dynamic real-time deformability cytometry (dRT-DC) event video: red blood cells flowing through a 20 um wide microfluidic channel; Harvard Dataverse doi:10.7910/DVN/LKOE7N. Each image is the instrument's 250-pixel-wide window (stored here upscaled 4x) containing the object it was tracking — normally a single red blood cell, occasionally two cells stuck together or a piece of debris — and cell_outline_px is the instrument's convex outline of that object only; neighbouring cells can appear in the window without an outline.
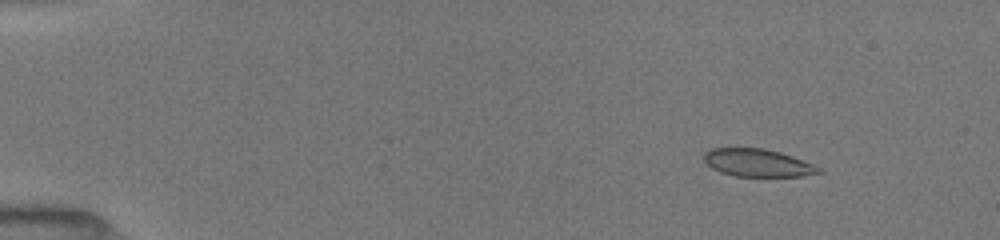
{"species": "common noctule bat (a hibernating species)", "species_latin": "Nyctalus noctula", "temperature_condition": "room temperature", "stored_images_in_passage": 10, "camera_frame_rate_fps": 3000, "um_per_image_px": 0.085, "animal": {"sex": "female", "body_mass_g": 19.5, "forearm_length_mm": 54.1}, "frame": {"image": 1, "passage_image": 3, "time_ms": 1.333, "image_size_px": [1000, 240], "cell_outline_px": [[824, 172], [800, 176], [736, 176], [720, 172], [712, 168], [704, 160], [704, 152], [712, 148], [764, 148], [780, 152], [792, 156], [824, 168]], "centroid_in_image_um": [64.43, 13.84], "position_along_channel_um": 20.6, "area_um2": 18.55}}
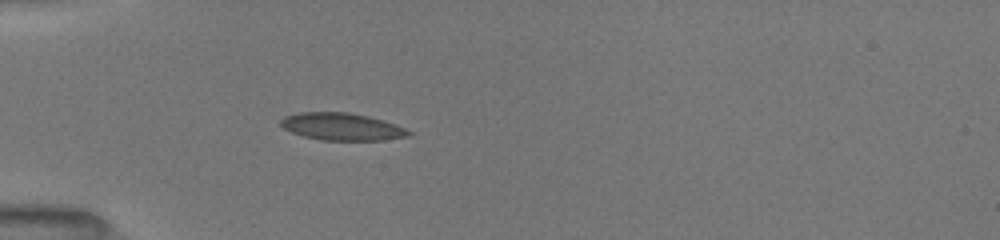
{"frame": {"image": 2, "passage_image": 8, "time_ms": 4.667, "image_size_px": [1000, 240], "cell_outline_px": [[412, 132], [408, 136], [384, 140], [320, 140], [304, 136], [292, 132], [284, 128], [280, 124], [280, 120], [284, 116], [300, 112], [348, 112], [368, 116], [404, 128]], "centroid_in_image_um": [29.01, 10.76], "position_along_channel_um": 56.0, "area_um2": 20.11}}
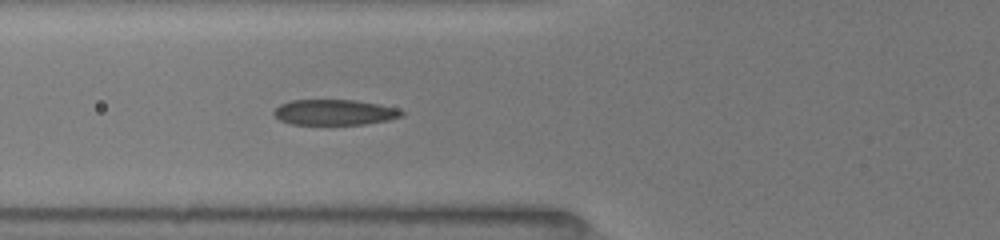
{"frame": {"image": 3, "passage_image": 10, "time_ms": 6.0, "image_size_px": [1000, 240], "cell_outline_px": [[404, 116], [388, 120], [364, 124], [292, 124], [280, 120], [272, 112], [280, 104], [292, 100], [356, 100], [396, 108], [404, 112]], "centroid_in_image_um": [28.43, 9.54], "position_along_channel_um": 97.4, "area_um2": 18.84}}